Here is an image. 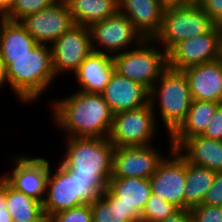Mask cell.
Here are the masks:
<instances>
[{"label":"cell","instance_id":"cell-39","mask_svg":"<svg viewBox=\"0 0 222 222\" xmlns=\"http://www.w3.org/2000/svg\"><path fill=\"white\" fill-rule=\"evenodd\" d=\"M165 6L185 5V0H161Z\"/></svg>","mask_w":222,"mask_h":222},{"label":"cell","instance_id":"cell-6","mask_svg":"<svg viewBox=\"0 0 222 222\" xmlns=\"http://www.w3.org/2000/svg\"><path fill=\"white\" fill-rule=\"evenodd\" d=\"M115 72L150 90L168 67L167 52L153 39H144L136 47L113 55Z\"/></svg>","mask_w":222,"mask_h":222},{"label":"cell","instance_id":"cell-13","mask_svg":"<svg viewBox=\"0 0 222 222\" xmlns=\"http://www.w3.org/2000/svg\"><path fill=\"white\" fill-rule=\"evenodd\" d=\"M20 154L10 158L13 168L9 172H3L1 176L16 190L44 202L50 159Z\"/></svg>","mask_w":222,"mask_h":222},{"label":"cell","instance_id":"cell-24","mask_svg":"<svg viewBox=\"0 0 222 222\" xmlns=\"http://www.w3.org/2000/svg\"><path fill=\"white\" fill-rule=\"evenodd\" d=\"M38 43L20 21L5 19L0 28V57H21Z\"/></svg>","mask_w":222,"mask_h":222},{"label":"cell","instance_id":"cell-20","mask_svg":"<svg viewBox=\"0 0 222 222\" xmlns=\"http://www.w3.org/2000/svg\"><path fill=\"white\" fill-rule=\"evenodd\" d=\"M177 152L190 164L222 172V141L195 135L186 139Z\"/></svg>","mask_w":222,"mask_h":222},{"label":"cell","instance_id":"cell-31","mask_svg":"<svg viewBox=\"0 0 222 222\" xmlns=\"http://www.w3.org/2000/svg\"><path fill=\"white\" fill-rule=\"evenodd\" d=\"M192 222H222V206L200 204L190 209Z\"/></svg>","mask_w":222,"mask_h":222},{"label":"cell","instance_id":"cell-36","mask_svg":"<svg viewBox=\"0 0 222 222\" xmlns=\"http://www.w3.org/2000/svg\"><path fill=\"white\" fill-rule=\"evenodd\" d=\"M159 222H192L191 213L188 209H179L173 215Z\"/></svg>","mask_w":222,"mask_h":222},{"label":"cell","instance_id":"cell-27","mask_svg":"<svg viewBox=\"0 0 222 222\" xmlns=\"http://www.w3.org/2000/svg\"><path fill=\"white\" fill-rule=\"evenodd\" d=\"M216 172L208 168L195 166L186 161L185 209L203 203L208 189L214 182Z\"/></svg>","mask_w":222,"mask_h":222},{"label":"cell","instance_id":"cell-11","mask_svg":"<svg viewBox=\"0 0 222 222\" xmlns=\"http://www.w3.org/2000/svg\"><path fill=\"white\" fill-rule=\"evenodd\" d=\"M50 49L56 77L73 74L93 51L89 27L73 25L50 45Z\"/></svg>","mask_w":222,"mask_h":222},{"label":"cell","instance_id":"cell-3","mask_svg":"<svg viewBox=\"0 0 222 222\" xmlns=\"http://www.w3.org/2000/svg\"><path fill=\"white\" fill-rule=\"evenodd\" d=\"M52 162H54L53 165H51ZM55 162L56 160L51 161V159L49 162L46 196L43 202L46 218L90 203L107 189L110 178H77L76 174L71 173L59 161Z\"/></svg>","mask_w":222,"mask_h":222},{"label":"cell","instance_id":"cell-33","mask_svg":"<svg viewBox=\"0 0 222 222\" xmlns=\"http://www.w3.org/2000/svg\"><path fill=\"white\" fill-rule=\"evenodd\" d=\"M207 138L222 141V104H220L202 134Z\"/></svg>","mask_w":222,"mask_h":222},{"label":"cell","instance_id":"cell-43","mask_svg":"<svg viewBox=\"0 0 222 222\" xmlns=\"http://www.w3.org/2000/svg\"><path fill=\"white\" fill-rule=\"evenodd\" d=\"M55 2H63V3H67L69 0H54Z\"/></svg>","mask_w":222,"mask_h":222},{"label":"cell","instance_id":"cell-14","mask_svg":"<svg viewBox=\"0 0 222 222\" xmlns=\"http://www.w3.org/2000/svg\"><path fill=\"white\" fill-rule=\"evenodd\" d=\"M149 146L115 147L113 153L112 177H138L150 179L158 164L166 155L163 149Z\"/></svg>","mask_w":222,"mask_h":222},{"label":"cell","instance_id":"cell-17","mask_svg":"<svg viewBox=\"0 0 222 222\" xmlns=\"http://www.w3.org/2000/svg\"><path fill=\"white\" fill-rule=\"evenodd\" d=\"M101 95L114 114L137 109L149 103V90L145 86L115 71Z\"/></svg>","mask_w":222,"mask_h":222},{"label":"cell","instance_id":"cell-29","mask_svg":"<svg viewBox=\"0 0 222 222\" xmlns=\"http://www.w3.org/2000/svg\"><path fill=\"white\" fill-rule=\"evenodd\" d=\"M54 2V0H16L10 8L6 19L11 21H21L27 15L44 10L51 6Z\"/></svg>","mask_w":222,"mask_h":222},{"label":"cell","instance_id":"cell-2","mask_svg":"<svg viewBox=\"0 0 222 222\" xmlns=\"http://www.w3.org/2000/svg\"><path fill=\"white\" fill-rule=\"evenodd\" d=\"M7 87L20 105L40 101L57 77L53 71L50 45L37 44L21 57H0Z\"/></svg>","mask_w":222,"mask_h":222},{"label":"cell","instance_id":"cell-16","mask_svg":"<svg viewBox=\"0 0 222 222\" xmlns=\"http://www.w3.org/2000/svg\"><path fill=\"white\" fill-rule=\"evenodd\" d=\"M182 71L187 78L192 100L222 104V57Z\"/></svg>","mask_w":222,"mask_h":222},{"label":"cell","instance_id":"cell-41","mask_svg":"<svg viewBox=\"0 0 222 222\" xmlns=\"http://www.w3.org/2000/svg\"><path fill=\"white\" fill-rule=\"evenodd\" d=\"M0 15L4 16V0H0Z\"/></svg>","mask_w":222,"mask_h":222},{"label":"cell","instance_id":"cell-40","mask_svg":"<svg viewBox=\"0 0 222 222\" xmlns=\"http://www.w3.org/2000/svg\"><path fill=\"white\" fill-rule=\"evenodd\" d=\"M203 0H185V4L200 5Z\"/></svg>","mask_w":222,"mask_h":222},{"label":"cell","instance_id":"cell-10","mask_svg":"<svg viewBox=\"0 0 222 222\" xmlns=\"http://www.w3.org/2000/svg\"><path fill=\"white\" fill-rule=\"evenodd\" d=\"M222 57V26L176 44L168 53V67L175 70L214 61Z\"/></svg>","mask_w":222,"mask_h":222},{"label":"cell","instance_id":"cell-28","mask_svg":"<svg viewBox=\"0 0 222 222\" xmlns=\"http://www.w3.org/2000/svg\"><path fill=\"white\" fill-rule=\"evenodd\" d=\"M178 210L179 208L174 204L152 193L142 210L141 222H159Z\"/></svg>","mask_w":222,"mask_h":222},{"label":"cell","instance_id":"cell-18","mask_svg":"<svg viewBox=\"0 0 222 222\" xmlns=\"http://www.w3.org/2000/svg\"><path fill=\"white\" fill-rule=\"evenodd\" d=\"M115 71L113 56L92 51L71 75L77 90L101 94Z\"/></svg>","mask_w":222,"mask_h":222},{"label":"cell","instance_id":"cell-35","mask_svg":"<svg viewBox=\"0 0 222 222\" xmlns=\"http://www.w3.org/2000/svg\"><path fill=\"white\" fill-rule=\"evenodd\" d=\"M11 214L7 210L6 180L0 175V222H11Z\"/></svg>","mask_w":222,"mask_h":222},{"label":"cell","instance_id":"cell-26","mask_svg":"<svg viewBox=\"0 0 222 222\" xmlns=\"http://www.w3.org/2000/svg\"><path fill=\"white\" fill-rule=\"evenodd\" d=\"M7 210L13 219L21 222H47L43 202L13 188L6 181Z\"/></svg>","mask_w":222,"mask_h":222},{"label":"cell","instance_id":"cell-23","mask_svg":"<svg viewBox=\"0 0 222 222\" xmlns=\"http://www.w3.org/2000/svg\"><path fill=\"white\" fill-rule=\"evenodd\" d=\"M89 204L92 222H141L136 207L117 203V197L108 189Z\"/></svg>","mask_w":222,"mask_h":222},{"label":"cell","instance_id":"cell-21","mask_svg":"<svg viewBox=\"0 0 222 222\" xmlns=\"http://www.w3.org/2000/svg\"><path fill=\"white\" fill-rule=\"evenodd\" d=\"M220 104L214 101L192 100L185 120L170 135L172 148L176 150L186 139L202 135Z\"/></svg>","mask_w":222,"mask_h":222},{"label":"cell","instance_id":"cell-44","mask_svg":"<svg viewBox=\"0 0 222 222\" xmlns=\"http://www.w3.org/2000/svg\"><path fill=\"white\" fill-rule=\"evenodd\" d=\"M11 222H21V221H18V220H16V219H13Z\"/></svg>","mask_w":222,"mask_h":222},{"label":"cell","instance_id":"cell-5","mask_svg":"<svg viewBox=\"0 0 222 222\" xmlns=\"http://www.w3.org/2000/svg\"><path fill=\"white\" fill-rule=\"evenodd\" d=\"M58 161L77 178H111L115 146L108 138L65 137Z\"/></svg>","mask_w":222,"mask_h":222},{"label":"cell","instance_id":"cell-37","mask_svg":"<svg viewBox=\"0 0 222 222\" xmlns=\"http://www.w3.org/2000/svg\"><path fill=\"white\" fill-rule=\"evenodd\" d=\"M7 88V83H6V76H5V67L3 65V62L0 60V92L3 89Z\"/></svg>","mask_w":222,"mask_h":222},{"label":"cell","instance_id":"cell-32","mask_svg":"<svg viewBox=\"0 0 222 222\" xmlns=\"http://www.w3.org/2000/svg\"><path fill=\"white\" fill-rule=\"evenodd\" d=\"M202 204L222 206V172H216L214 182L208 189Z\"/></svg>","mask_w":222,"mask_h":222},{"label":"cell","instance_id":"cell-25","mask_svg":"<svg viewBox=\"0 0 222 222\" xmlns=\"http://www.w3.org/2000/svg\"><path fill=\"white\" fill-rule=\"evenodd\" d=\"M66 4L74 23L87 27L119 11L118 0H69Z\"/></svg>","mask_w":222,"mask_h":222},{"label":"cell","instance_id":"cell-9","mask_svg":"<svg viewBox=\"0 0 222 222\" xmlns=\"http://www.w3.org/2000/svg\"><path fill=\"white\" fill-rule=\"evenodd\" d=\"M89 29L92 50L112 56L132 49L144 40L127 16L119 11L103 21L93 23Z\"/></svg>","mask_w":222,"mask_h":222},{"label":"cell","instance_id":"cell-38","mask_svg":"<svg viewBox=\"0 0 222 222\" xmlns=\"http://www.w3.org/2000/svg\"><path fill=\"white\" fill-rule=\"evenodd\" d=\"M16 2V0H4V17L7 18L10 8L13 6V4Z\"/></svg>","mask_w":222,"mask_h":222},{"label":"cell","instance_id":"cell-8","mask_svg":"<svg viewBox=\"0 0 222 222\" xmlns=\"http://www.w3.org/2000/svg\"><path fill=\"white\" fill-rule=\"evenodd\" d=\"M150 103L114 114L108 139L115 147L149 146L160 131Z\"/></svg>","mask_w":222,"mask_h":222},{"label":"cell","instance_id":"cell-22","mask_svg":"<svg viewBox=\"0 0 222 222\" xmlns=\"http://www.w3.org/2000/svg\"><path fill=\"white\" fill-rule=\"evenodd\" d=\"M107 189L117 197V203L134 206L140 213L152 194L150 180L138 177H111Z\"/></svg>","mask_w":222,"mask_h":222},{"label":"cell","instance_id":"cell-12","mask_svg":"<svg viewBox=\"0 0 222 222\" xmlns=\"http://www.w3.org/2000/svg\"><path fill=\"white\" fill-rule=\"evenodd\" d=\"M165 139L169 140L168 153L149 179L152 193L179 209H185L186 160L172 148L170 136Z\"/></svg>","mask_w":222,"mask_h":222},{"label":"cell","instance_id":"cell-1","mask_svg":"<svg viewBox=\"0 0 222 222\" xmlns=\"http://www.w3.org/2000/svg\"><path fill=\"white\" fill-rule=\"evenodd\" d=\"M48 102L52 123L65 137L108 138L114 113L101 94L76 90Z\"/></svg>","mask_w":222,"mask_h":222},{"label":"cell","instance_id":"cell-4","mask_svg":"<svg viewBox=\"0 0 222 222\" xmlns=\"http://www.w3.org/2000/svg\"><path fill=\"white\" fill-rule=\"evenodd\" d=\"M149 103L169 137L185 120L192 103L185 73L167 67L149 90Z\"/></svg>","mask_w":222,"mask_h":222},{"label":"cell","instance_id":"cell-42","mask_svg":"<svg viewBox=\"0 0 222 222\" xmlns=\"http://www.w3.org/2000/svg\"><path fill=\"white\" fill-rule=\"evenodd\" d=\"M5 19H6V18H5L4 16H1V15H0V28H1V25H2V23L4 22Z\"/></svg>","mask_w":222,"mask_h":222},{"label":"cell","instance_id":"cell-15","mask_svg":"<svg viewBox=\"0 0 222 222\" xmlns=\"http://www.w3.org/2000/svg\"><path fill=\"white\" fill-rule=\"evenodd\" d=\"M38 44L51 45L75 25L68 5L54 2L37 13L27 15L20 21Z\"/></svg>","mask_w":222,"mask_h":222},{"label":"cell","instance_id":"cell-34","mask_svg":"<svg viewBox=\"0 0 222 222\" xmlns=\"http://www.w3.org/2000/svg\"><path fill=\"white\" fill-rule=\"evenodd\" d=\"M200 7L217 25L222 26V0H203Z\"/></svg>","mask_w":222,"mask_h":222},{"label":"cell","instance_id":"cell-30","mask_svg":"<svg viewBox=\"0 0 222 222\" xmlns=\"http://www.w3.org/2000/svg\"><path fill=\"white\" fill-rule=\"evenodd\" d=\"M47 222H92V213L89 203L73 207L68 210L52 214Z\"/></svg>","mask_w":222,"mask_h":222},{"label":"cell","instance_id":"cell-19","mask_svg":"<svg viewBox=\"0 0 222 222\" xmlns=\"http://www.w3.org/2000/svg\"><path fill=\"white\" fill-rule=\"evenodd\" d=\"M119 12L126 15L144 39L160 31L165 5L161 0H118Z\"/></svg>","mask_w":222,"mask_h":222},{"label":"cell","instance_id":"cell-7","mask_svg":"<svg viewBox=\"0 0 222 222\" xmlns=\"http://www.w3.org/2000/svg\"><path fill=\"white\" fill-rule=\"evenodd\" d=\"M216 25L200 5L165 6L160 31L153 40L168 53L179 42L210 32Z\"/></svg>","mask_w":222,"mask_h":222}]
</instances>
